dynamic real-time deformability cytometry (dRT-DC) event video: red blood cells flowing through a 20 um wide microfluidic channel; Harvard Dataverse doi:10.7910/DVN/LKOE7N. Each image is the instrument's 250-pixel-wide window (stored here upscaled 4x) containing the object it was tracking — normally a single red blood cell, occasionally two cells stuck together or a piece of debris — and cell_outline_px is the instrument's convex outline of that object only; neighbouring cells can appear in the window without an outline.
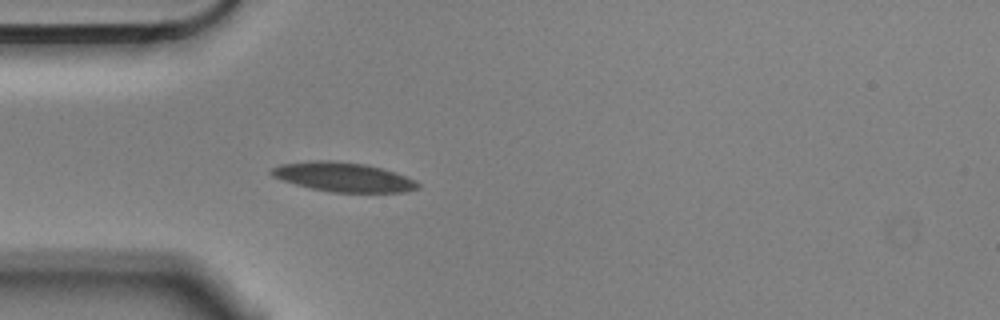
{"species": "Egyptian fruit bat (a non-hibernating species)", "species_latin": "Rousettus aegyptiacus", "temperature_condition": "cold", "stored_images_in_passage": 4, "camera_frame_rate_fps": 3000, "um_per_image_px": 0.085, "animal": {"sex": "male"}, "frame": {"image": 1, "passage_image": 4, "time_ms": 1.0, "image_size_px": [1000, 320], "cell_outline_px": [[420, 188], [404, 192], [332, 192], [312, 188], [296, 184], [272, 176], [268, 172], [272, 168], [280, 164], [312, 160], [336, 160], [364, 164], [396, 172], [416, 180], [420, 184]], "centroid_in_image_um": [29.2, 15.04], "position_along_channel_um": 55.8, "area_um2": 25.03}}